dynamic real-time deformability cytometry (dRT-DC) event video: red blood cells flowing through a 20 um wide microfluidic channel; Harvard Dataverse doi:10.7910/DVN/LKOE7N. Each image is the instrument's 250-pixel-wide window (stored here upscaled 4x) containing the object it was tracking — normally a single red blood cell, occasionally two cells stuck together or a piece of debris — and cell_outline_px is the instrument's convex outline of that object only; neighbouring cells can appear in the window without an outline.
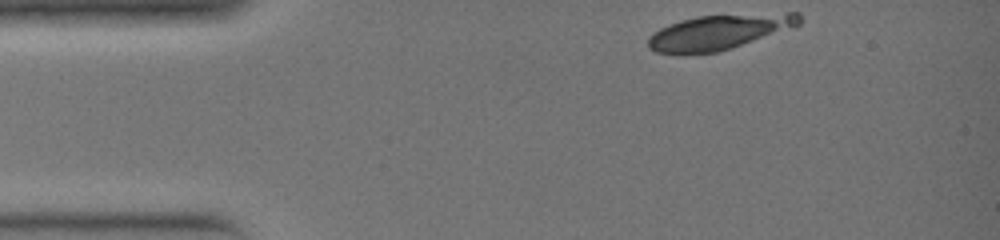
{"species": "common noctule bat (a hibernating species)", "species_latin": "Nyctalus noctula", "temperature_condition": "warm", "stored_images_in_passage": 9, "camera_frame_rate_fps": 3000, "um_per_image_px": 0.085, "animal": {"sex": "female", "body_mass_g": 19.0, "forearm_length_mm": 51.5}, "frame": {"image": 1, "passage_image": 1, "time_ms": 0.0, "image_size_px": [1000, 240], "cell_outline_px": [[800, 24], [792, 28], [716, 52], [684, 56], [656, 52], [648, 48], [648, 36], [660, 28], [668, 24], [680, 20], [696, 16], [788, 12], [800, 12]], "centroid_in_image_um": [61.05, 2.73], "position_along_channel_um": 23.9, "area_um2": 31.15}}
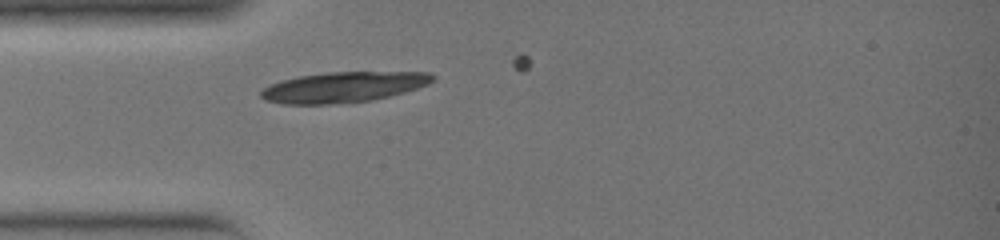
{"frame": {"image": 2, "passage_image": 6, "time_ms": 1.667, "image_size_px": [1000, 240], "cell_outline_px": [[436, 80], [428, 84], [404, 92], [372, 100], [332, 104], [280, 104], [264, 100], [260, 96], [260, 92], [268, 84], [300, 76], [328, 72], [432, 72], [436, 76]], "centroid_in_image_um": [29.2, 7.4], "position_along_channel_um": 55.8, "area_um2": 30.58}}